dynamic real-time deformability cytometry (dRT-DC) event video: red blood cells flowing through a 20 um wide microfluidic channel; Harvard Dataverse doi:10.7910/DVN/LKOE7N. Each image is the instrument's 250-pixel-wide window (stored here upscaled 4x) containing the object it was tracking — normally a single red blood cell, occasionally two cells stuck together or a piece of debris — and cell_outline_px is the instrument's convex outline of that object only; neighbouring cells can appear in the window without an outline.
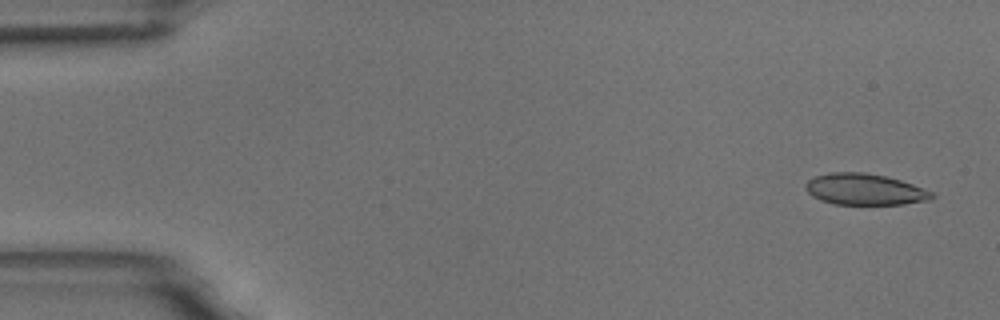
{"species": "common noctule bat (a hibernating species)", "species_latin": "Nyctalus noctula", "temperature_condition": "room temperature", "stored_images_in_passage": 5, "camera_frame_rate_fps": 3000, "um_per_image_px": 0.085, "animal": {"sex": "male", "body_mass_g": 18.8}, "frame": {"image": 1, "passage_image": 1, "time_ms": 0.0, "image_size_px": [1000, 320], "cell_outline_px": [[936, 196], [928, 200], [904, 204], [832, 204], [820, 200], [812, 196], [804, 188], [804, 184], [808, 180], [816, 176], [832, 172], [864, 172], [884, 176], [900, 180], [912, 184], [932, 192]], "centroid_in_image_um": [73.46, 16.1], "position_along_channel_um": 11.5, "area_um2": 22.95}}